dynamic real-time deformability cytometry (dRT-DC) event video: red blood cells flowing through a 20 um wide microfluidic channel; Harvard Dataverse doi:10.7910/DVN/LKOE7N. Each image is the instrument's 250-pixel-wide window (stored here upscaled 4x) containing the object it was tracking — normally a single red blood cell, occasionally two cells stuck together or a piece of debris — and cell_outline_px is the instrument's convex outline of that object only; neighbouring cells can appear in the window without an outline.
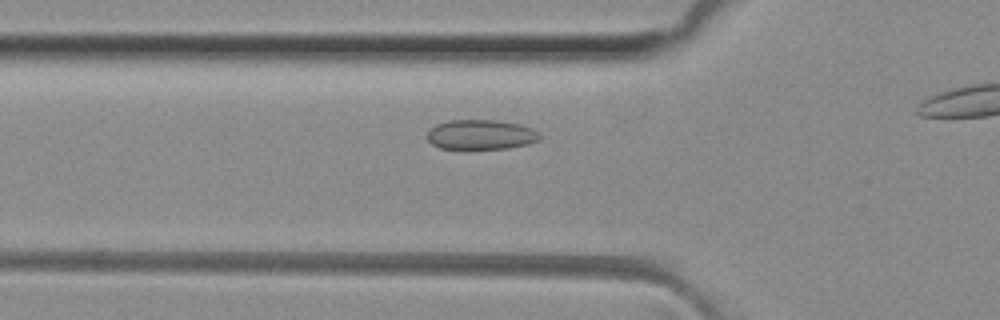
{"species": "common noctule bat (a hibernating species)", "species_latin": "Nyctalus noctula", "temperature_condition": "room temperature", "stored_images_in_passage": 10, "camera_frame_rate_fps": 3000, "um_per_image_px": 0.085, "animal": {"sex": "female", "body_mass_g": 29.2, "forearm_length_mm": 56.3}, "frame": {"image": 1, "passage_image": 2, "time_ms": 0.333, "image_size_px": [1000, 320], "cell_outline_px": [[540, 140], [528, 144], [508, 148], [440, 148], [432, 144], [428, 140], [428, 132], [436, 124], [448, 120], [496, 120], [520, 124], [532, 128], [540, 136]], "centroid_in_image_um": [40.88, 11.43], "position_along_channel_um": 84.9, "area_um2": 19.36}}
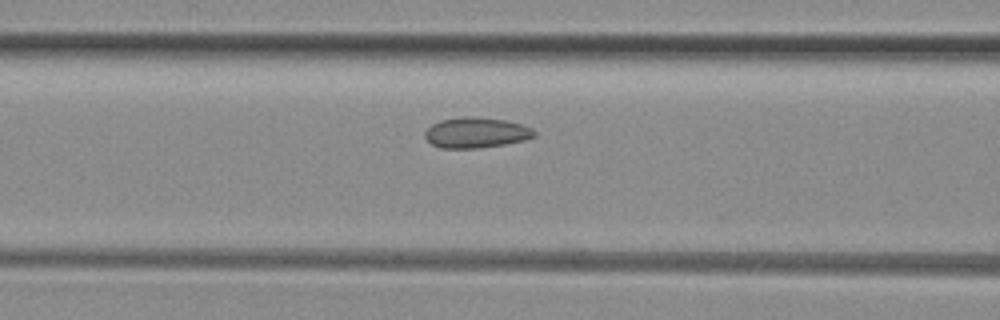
{"frame": {"image": 2, "passage_image": 5, "time_ms": 1.333, "image_size_px": [1000, 320], "cell_outline_px": [[536, 136], [524, 140], [504, 144], [480, 148], [440, 148], [432, 144], [424, 136], [424, 132], [432, 124], [440, 120], [464, 116], [476, 116], [504, 120], [520, 124], [532, 128], [536, 132]], "centroid_in_image_um": [40.46, 11.27], "position_along_channel_um": 126.1, "area_um2": 19.48}}
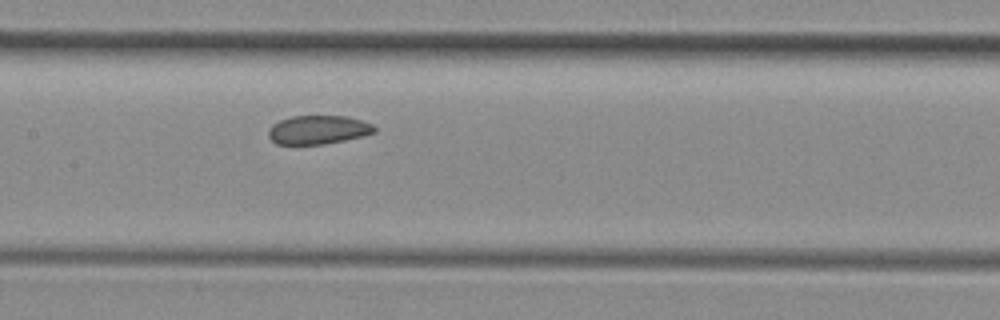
{"frame": {"image": 3, "passage_image": 9, "time_ms": 2.667, "image_size_px": [1000, 320], "cell_outline_px": [[376, 132], [364, 136], [324, 144], [276, 144], [268, 136], [268, 128], [272, 124], [280, 120], [292, 116], [348, 116], [372, 124], [376, 128]], "centroid_in_image_um": [27.04, 11.03], "position_along_channel_um": 180.4, "area_um2": 17.8}}